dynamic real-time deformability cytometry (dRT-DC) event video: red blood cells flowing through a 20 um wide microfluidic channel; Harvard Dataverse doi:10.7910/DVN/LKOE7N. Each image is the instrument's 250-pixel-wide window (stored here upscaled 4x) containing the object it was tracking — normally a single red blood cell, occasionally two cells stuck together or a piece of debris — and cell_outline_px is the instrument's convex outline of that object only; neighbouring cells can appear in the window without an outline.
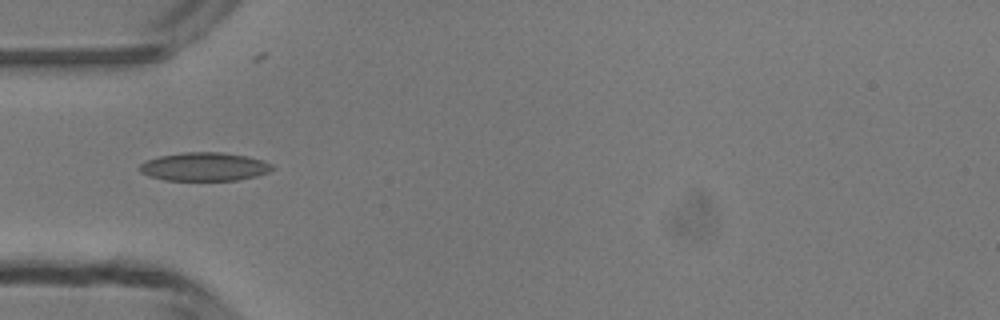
{"species": "common noctule bat (a hibernating species)", "species_latin": "Nyctalus noctula", "temperature_condition": "room temperature", "stored_images_in_passage": 4, "camera_frame_rate_fps": 3000, "um_per_image_px": 0.085, "animal": {"sex": "male", "body_mass_g": 13.3}, "frame": {"image": 1, "passage_image": 3, "time_ms": 2.333, "image_size_px": [1000, 320], "cell_outline_px": [[276, 168], [268, 172], [256, 176], [236, 180], [164, 180], [148, 176], [140, 172], [136, 168], [144, 160], [160, 156], [184, 152], [220, 152], [248, 156], [272, 164]], "centroid_in_image_um": [17.33, 14.17], "position_along_channel_um": 67.7, "area_um2": 22.14}}